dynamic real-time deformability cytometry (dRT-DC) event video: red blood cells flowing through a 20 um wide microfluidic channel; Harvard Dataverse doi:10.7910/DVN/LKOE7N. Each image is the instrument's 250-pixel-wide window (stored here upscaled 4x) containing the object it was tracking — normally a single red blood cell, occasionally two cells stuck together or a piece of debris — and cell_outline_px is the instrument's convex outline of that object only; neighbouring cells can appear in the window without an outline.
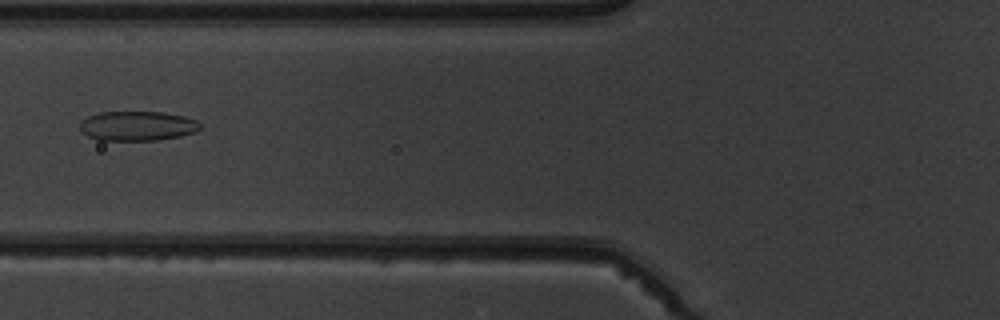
{"species": "common noctule bat (a hibernating species)", "species_latin": "Nyctalus noctula", "temperature_condition": "warm", "stored_images_in_passage": 3, "camera_frame_rate_fps": 3000, "um_per_image_px": 0.085, "animal": {"sex": "male", "body_mass_g": 19.5, "forearm_length_mm": 54.6}, "frame": {"image": 1, "passage_image": 3, "time_ms": 2.333, "image_size_px": [1000, 320], "cell_outline_px": [[200, 128], [196, 132], [180, 136], [156, 140], [100, 140], [88, 136], [80, 128], [80, 124], [88, 116], [100, 112], [164, 112], [184, 116], [196, 120], [200, 124]], "centroid_in_image_um": [11.71, 10.7], "position_along_channel_um": 114.1, "area_um2": 20.58}}